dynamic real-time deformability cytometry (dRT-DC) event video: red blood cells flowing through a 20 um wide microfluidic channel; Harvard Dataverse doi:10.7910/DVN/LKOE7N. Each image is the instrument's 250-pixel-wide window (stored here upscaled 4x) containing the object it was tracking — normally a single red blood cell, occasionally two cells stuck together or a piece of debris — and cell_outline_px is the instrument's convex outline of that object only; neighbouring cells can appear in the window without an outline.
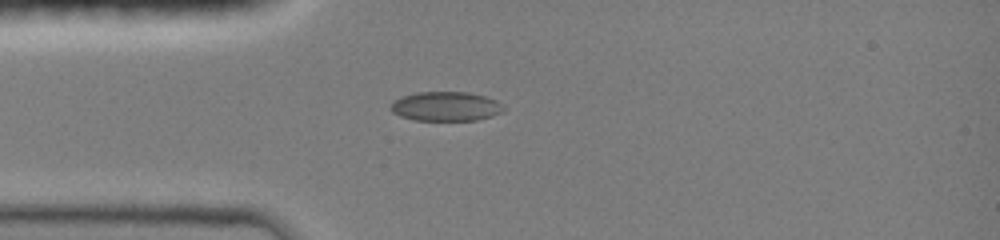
{"species": "common noctule bat (a hibernating species)", "species_latin": "Nyctalus noctula", "temperature_condition": "room temperature", "stored_images_in_passage": 3, "camera_frame_rate_fps": 3000, "um_per_image_px": 0.085, "animal": {"sex": "female", "body_mass_g": 19.0, "forearm_length_mm": 51.5}, "frame": {"image": 1, "passage_image": 3, "time_ms": 2.0, "image_size_px": [1000, 240], "cell_outline_px": [[508, 108], [492, 116], [476, 120], [416, 120], [400, 116], [392, 112], [392, 104], [400, 96], [416, 92], [468, 92], [484, 96], [496, 100]], "centroid_in_image_um": [37.92, 9.03], "position_along_channel_um": 47.1, "area_um2": 19.25}}